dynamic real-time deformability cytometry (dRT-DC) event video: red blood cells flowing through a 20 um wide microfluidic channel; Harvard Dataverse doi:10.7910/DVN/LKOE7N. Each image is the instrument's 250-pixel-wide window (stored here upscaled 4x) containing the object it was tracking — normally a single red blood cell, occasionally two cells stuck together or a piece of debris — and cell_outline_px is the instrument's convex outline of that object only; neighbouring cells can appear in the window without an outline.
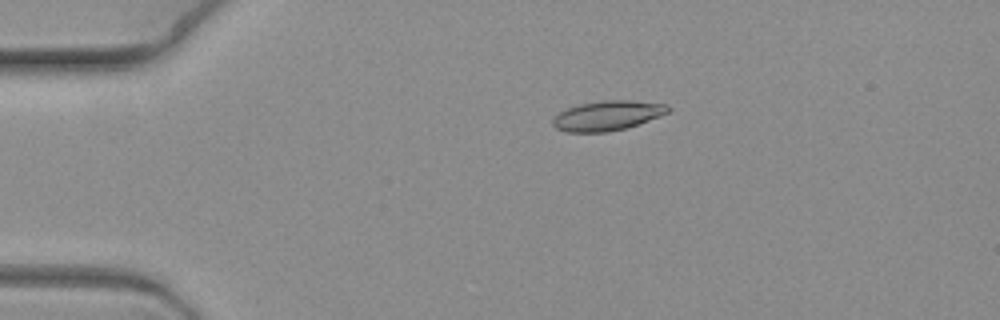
{"species": "common noctule bat (a hibernating species)", "species_latin": "Nyctalus noctula", "temperature_condition": "warm", "stored_images_in_passage": 3, "camera_frame_rate_fps": 3000, "um_per_image_px": 0.085, "animal": {"sex": "female", "body_mass_g": 19.3, "forearm_length_mm": 54.1}, "frame": {"image": 1, "passage_image": 1, "time_ms": 0.0, "image_size_px": [1000, 320], "cell_outline_px": [[672, 108], [668, 112], [660, 116], [628, 128], [608, 132], [564, 132], [556, 128], [552, 124], [552, 120], [560, 112], [568, 108], [580, 104], [604, 100], [628, 100], [664, 104]], "centroid_in_image_um": [51.63, 9.84], "position_along_channel_um": 33.4, "area_um2": 19.94}}